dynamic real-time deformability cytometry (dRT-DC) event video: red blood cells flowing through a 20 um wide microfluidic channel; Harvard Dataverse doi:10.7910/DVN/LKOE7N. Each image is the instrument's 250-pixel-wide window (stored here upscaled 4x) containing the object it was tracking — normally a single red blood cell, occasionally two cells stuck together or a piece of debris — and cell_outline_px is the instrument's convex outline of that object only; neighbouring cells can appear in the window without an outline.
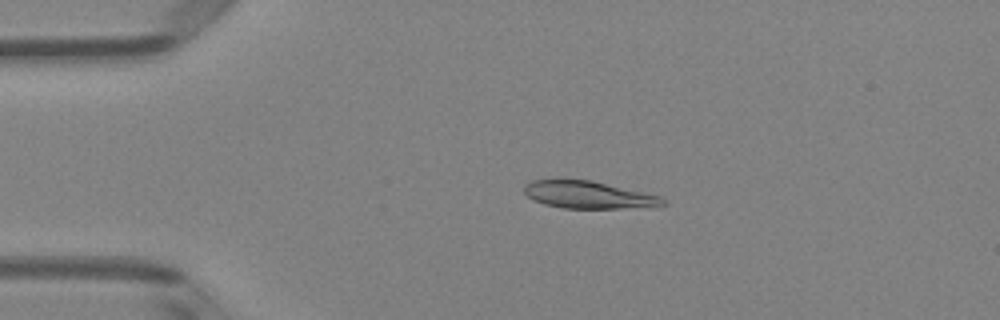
{"species": "Egyptian fruit bat (a non-hibernating species)", "species_latin": "Rousettus aegyptiacus", "temperature_condition": "room temperature", "stored_images_in_passage": 50, "camera_frame_rate_fps": 3000, "um_per_image_px": 0.085, "animal": {"sex": "female"}, "frame": {"image": 1, "passage_image": 11, "time_ms": 3.333, "image_size_px": [1000, 320], "cell_outline_px": [[668, 204], [652, 208], [564, 208], [544, 204], [532, 200], [524, 192], [524, 184], [532, 180], [556, 176], [560, 176], [592, 180], [660, 196]], "centroid_in_image_um": [49.96, 16.52], "position_along_channel_um": 35.0, "area_um2": 23.12}}
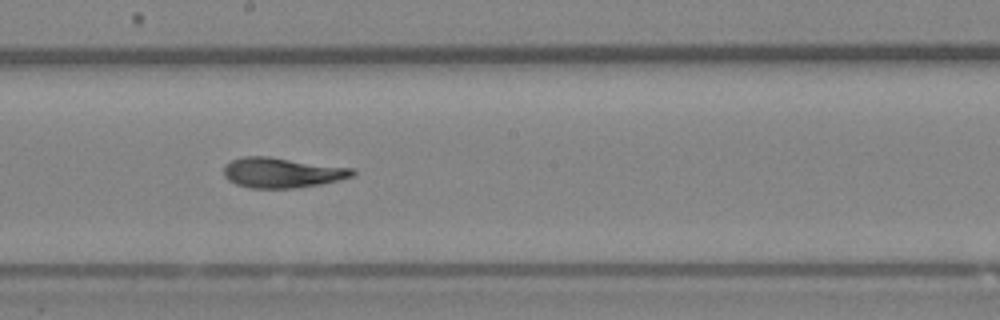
{"frame": {"image": 2, "passage_image": 28, "time_ms": 9.0, "image_size_px": [1000, 320], "cell_outline_px": [[356, 172], [352, 176], [320, 184], [296, 188], [248, 188], [236, 184], [228, 180], [224, 176], [224, 164], [232, 160], [244, 156], [268, 156], [356, 168]], "centroid_in_image_um": [23.96, 14.67], "position_along_channel_um": 224.2, "area_um2": 22.77}}
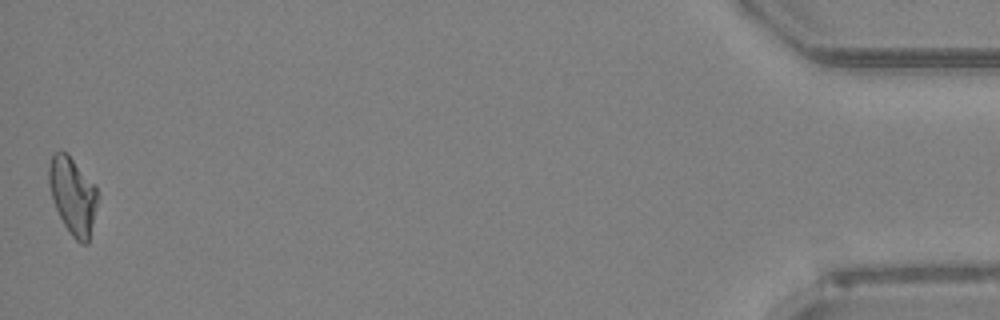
{"frame": {"image": 3, "passage_image": 50, "time_ms": 16.333, "image_size_px": [1000, 320], "cell_outline_px": [[100, 196], [88, 244], [80, 244], [72, 236], [64, 224], [52, 200], [48, 180], [48, 168], [52, 152], [60, 148], [68, 152], [96, 184]], "centroid_in_image_um": [6.21, 16.56], "position_along_channel_um": 429.0, "area_um2": 22.77}, "authors_computed_cell_mechanics": {"area_um2": 22.7732, "velocity_mm_per_s": 4.062, "shape_relaxation_time_tau1_ms": 4.4061, "shape_relaxation_time_tau2_ms": 2.373, "deformation_change_tau1": 0.1938, "deformation_change_tau2": 0.0923}}